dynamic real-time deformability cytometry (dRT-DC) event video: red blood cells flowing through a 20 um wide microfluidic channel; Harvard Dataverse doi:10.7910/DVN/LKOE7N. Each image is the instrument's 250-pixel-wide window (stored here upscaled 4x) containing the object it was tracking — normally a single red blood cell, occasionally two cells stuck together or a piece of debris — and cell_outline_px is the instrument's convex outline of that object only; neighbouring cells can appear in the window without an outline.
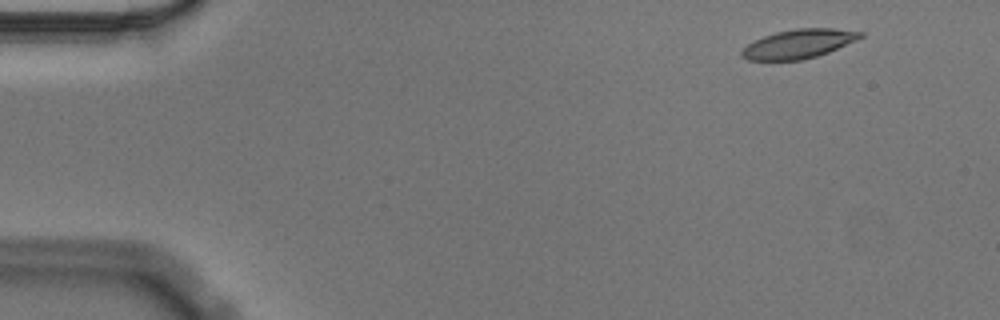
{"species": "Egyptian fruit bat (a non-hibernating species)", "species_latin": "Rousettus aegyptiacus", "temperature_condition": "cold", "stored_images_in_passage": 52, "camera_frame_rate_fps": 3000, "um_per_image_px": 0.085, "animal": {"sex": "male"}, "frame": {"image": 1, "passage_image": 1, "time_ms": 0.0, "image_size_px": [1000, 320], "cell_outline_px": [[864, 36], [856, 40], [828, 52], [816, 56], [800, 60], [748, 60], [740, 56], [740, 52], [748, 44], [764, 36], [776, 32], [796, 28], [836, 28], [864, 32]], "centroid_in_image_um": [67.89, 3.72], "position_along_channel_um": 17.1, "area_um2": 19.94}}
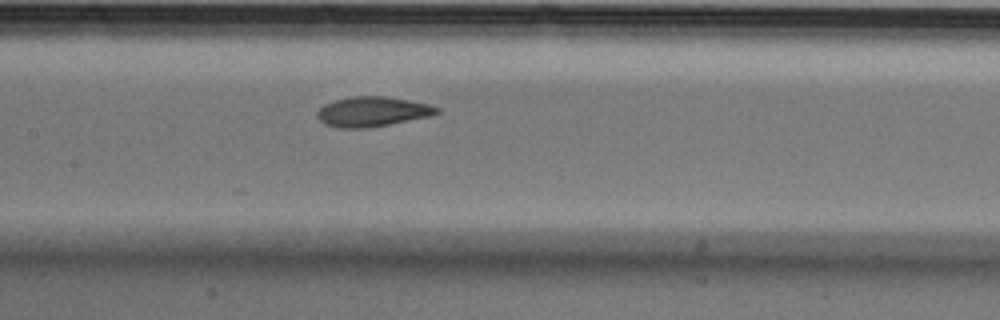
{"frame": {"image": 2, "passage_image": 23, "time_ms": 7.333, "image_size_px": [1000, 320], "cell_outline_px": [[440, 112], [428, 116], [368, 128], [340, 128], [324, 124], [316, 116], [316, 112], [324, 104], [336, 100], [352, 96], [384, 96], [408, 100], [428, 104], [440, 108]], "centroid_in_image_um": [31.61, 9.49], "position_along_channel_um": 175.8, "area_um2": 20.63}}
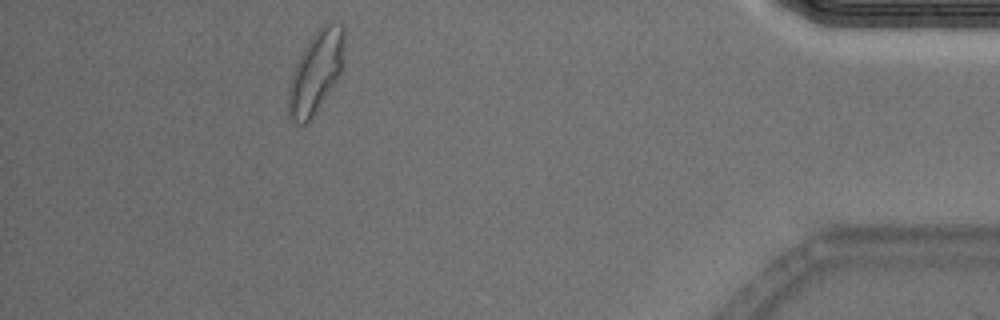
{"frame": {"image": 3, "passage_image": 47, "time_ms": 15.333, "image_size_px": [1000, 320], "cell_outline_px": [[344, 64], [336, 80], [308, 124], [300, 124], [292, 120], [288, 116], [288, 88], [292, 72], [304, 48], [316, 28], [320, 24], [344, 24]], "centroid_in_image_um": [26.85, 6.11], "position_along_channel_um": 408.4, "area_um2": 26.7}, "authors_computed_cell_mechanics": {"area_um2": 21.0681, "velocity_mm_per_s": 3.5343, "shape_relaxation_time_tau1_ms": 4.7662, "shape_relaxation_time_tau2_ms": 1.392, "deformation_change_tau1": 0.1489, "deformation_change_tau2": 0.072}}